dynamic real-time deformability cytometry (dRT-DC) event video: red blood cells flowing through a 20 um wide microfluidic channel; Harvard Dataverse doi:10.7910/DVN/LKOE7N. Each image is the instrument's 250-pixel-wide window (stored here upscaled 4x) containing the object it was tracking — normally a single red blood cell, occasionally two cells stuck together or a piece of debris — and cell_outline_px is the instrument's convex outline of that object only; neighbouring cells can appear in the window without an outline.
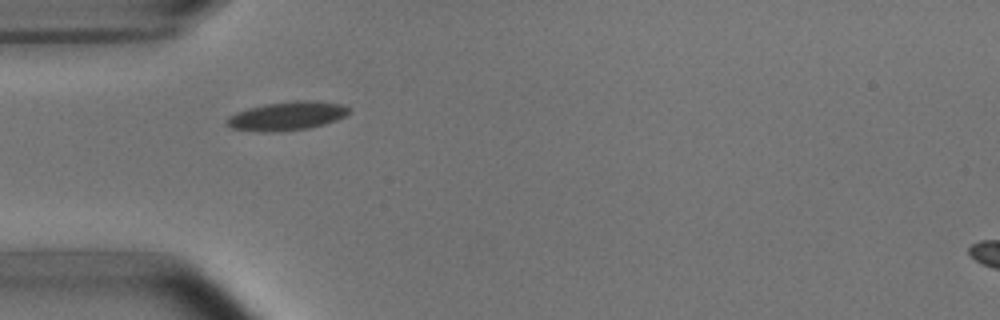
{"species": "common noctule bat (a hibernating species)", "species_latin": "Nyctalus noctula", "temperature_condition": "room temperature", "stored_images_in_passage": 3, "camera_frame_rate_fps": 3000, "um_per_image_px": 0.085, "animal": {"sex": "male", "body_mass_g": 15.6}, "frame": {"image": 1, "passage_image": 2, "time_ms": 1.333, "image_size_px": [1000, 320], "cell_outline_px": [[352, 112], [336, 120], [324, 124], [308, 128], [280, 132], [264, 132], [232, 128], [224, 124], [224, 120], [228, 116], [236, 112], [248, 108], [264, 104], [296, 100], [312, 100], [344, 104]], "centroid_in_image_um": [24.37, 9.85], "position_along_channel_um": 60.6, "area_um2": 20.69}}